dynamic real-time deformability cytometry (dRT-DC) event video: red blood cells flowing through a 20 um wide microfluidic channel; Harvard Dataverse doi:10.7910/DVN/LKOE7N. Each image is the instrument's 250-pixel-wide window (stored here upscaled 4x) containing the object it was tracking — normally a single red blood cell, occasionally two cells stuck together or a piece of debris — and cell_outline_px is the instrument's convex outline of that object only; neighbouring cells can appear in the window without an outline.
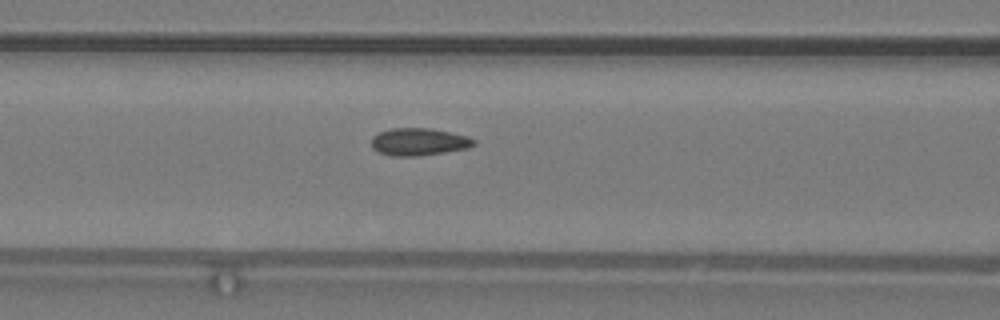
{"species": "common noctule bat (a hibernating species)", "species_latin": "Nyctalus noctula", "temperature_condition": "warm", "stored_images_in_passage": 11, "camera_frame_rate_fps": 3000, "um_per_image_px": 0.085, "animal": {"sex": "male", "body_mass_g": 19.2, "forearm_length_mm": 51.8}, "frame": {"image": 1, "passage_image": 7, "time_ms": 2.0, "image_size_px": [1000, 320], "cell_outline_px": [[476, 144], [468, 148], [420, 156], [392, 156], [380, 152], [372, 148], [372, 136], [380, 132], [392, 128], [432, 128], [468, 136], [476, 140]], "centroid_in_image_um": [35.62, 12.05], "position_along_channel_um": 131.0, "area_um2": 16.42}}